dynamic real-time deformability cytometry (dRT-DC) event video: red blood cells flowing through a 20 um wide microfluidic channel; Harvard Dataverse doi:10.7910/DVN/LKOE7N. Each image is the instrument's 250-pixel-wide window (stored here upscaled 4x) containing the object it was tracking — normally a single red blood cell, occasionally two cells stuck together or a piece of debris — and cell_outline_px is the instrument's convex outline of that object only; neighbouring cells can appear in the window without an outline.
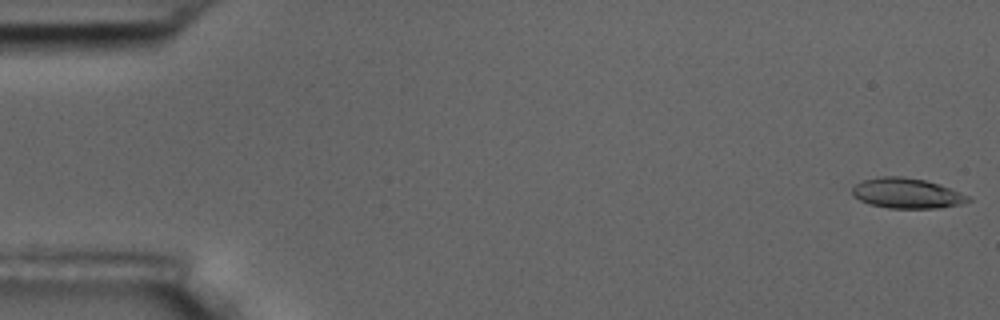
{"species": "common noctule bat (a hibernating species)", "species_latin": "Nyctalus noctula", "temperature_condition": "room temperature", "stored_images_in_passage": 7, "camera_frame_rate_fps": 3000, "um_per_image_px": 0.085, "animal": {"sex": "male", "body_mass_g": 17.5, "forearm_length_mm": 52.3}, "frame": {"image": 1, "passage_image": 1, "time_ms": 0.0, "image_size_px": [1000, 320], "cell_outline_px": [[972, 200], [964, 204], [940, 208], [888, 208], [868, 204], [852, 196], [852, 188], [856, 184], [864, 180], [880, 176], [904, 176], [924, 180], [940, 184], [960, 192], [968, 196]], "centroid_in_image_um": [77.09, 16.43], "position_along_channel_um": 7.9, "area_um2": 20.58}}